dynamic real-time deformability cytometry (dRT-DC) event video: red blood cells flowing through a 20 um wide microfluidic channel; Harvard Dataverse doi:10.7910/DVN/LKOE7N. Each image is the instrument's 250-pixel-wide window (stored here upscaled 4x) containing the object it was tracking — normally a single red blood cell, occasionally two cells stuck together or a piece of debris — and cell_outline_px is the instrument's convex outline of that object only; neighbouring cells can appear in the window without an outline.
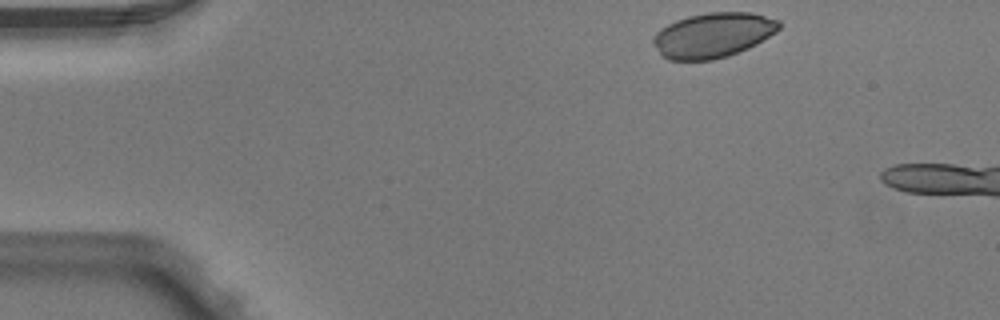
{"species": "Egyptian fruit bat (a non-hibernating species)", "species_latin": "Rousettus aegyptiacus", "temperature_condition": "warm", "stored_images_in_passage": 2, "camera_frame_rate_fps": 3000, "um_per_image_px": 0.085, "animal": {"sex": "male"}, "frame": {"image": 1, "passage_image": 1, "time_ms": 0.0, "image_size_px": [1000, 320], "cell_outline_px": [[780, 28], [776, 32], [756, 44], [748, 48], [728, 56], [712, 60], [668, 60], [660, 56], [652, 44], [652, 36], [660, 28], [676, 20], [688, 16], [712, 12], [752, 12], [780, 20]], "centroid_in_image_um": [60.57, 2.99], "position_along_channel_um": 24.4, "area_um2": 33.23}}